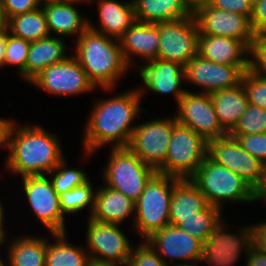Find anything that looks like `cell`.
<instances>
[{"mask_svg": "<svg viewBox=\"0 0 266 266\" xmlns=\"http://www.w3.org/2000/svg\"><path fill=\"white\" fill-rule=\"evenodd\" d=\"M89 266H109V265H100V264L91 263Z\"/></svg>", "mask_w": 266, "mask_h": 266, "instance_id": "obj_57", "label": "cell"}, {"mask_svg": "<svg viewBox=\"0 0 266 266\" xmlns=\"http://www.w3.org/2000/svg\"><path fill=\"white\" fill-rule=\"evenodd\" d=\"M172 130V116L152 118L137 124L127 147L144 163L158 171L165 163Z\"/></svg>", "mask_w": 266, "mask_h": 266, "instance_id": "obj_13", "label": "cell"}, {"mask_svg": "<svg viewBox=\"0 0 266 266\" xmlns=\"http://www.w3.org/2000/svg\"><path fill=\"white\" fill-rule=\"evenodd\" d=\"M141 241L133 246L127 266H169L147 240Z\"/></svg>", "mask_w": 266, "mask_h": 266, "instance_id": "obj_38", "label": "cell"}, {"mask_svg": "<svg viewBox=\"0 0 266 266\" xmlns=\"http://www.w3.org/2000/svg\"><path fill=\"white\" fill-rule=\"evenodd\" d=\"M179 178L156 173L135 202L131 227L142 240L170 224L169 213L174 184Z\"/></svg>", "mask_w": 266, "mask_h": 266, "instance_id": "obj_5", "label": "cell"}, {"mask_svg": "<svg viewBox=\"0 0 266 266\" xmlns=\"http://www.w3.org/2000/svg\"><path fill=\"white\" fill-rule=\"evenodd\" d=\"M30 43L27 40L16 37L6 30V52L4 66H15L17 73L25 82V67L28 59Z\"/></svg>", "mask_w": 266, "mask_h": 266, "instance_id": "obj_36", "label": "cell"}, {"mask_svg": "<svg viewBox=\"0 0 266 266\" xmlns=\"http://www.w3.org/2000/svg\"><path fill=\"white\" fill-rule=\"evenodd\" d=\"M246 266H266V253L255 249L253 246L245 255Z\"/></svg>", "mask_w": 266, "mask_h": 266, "instance_id": "obj_45", "label": "cell"}, {"mask_svg": "<svg viewBox=\"0 0 266 266\" xmlns=\"http://www.w3.org/2000/svg\"><path fill=\"white\" fill-rule=\"evenodd\" d=\"M141 101L136 88L94 100L82 132L84 157L89 159L95 151L110 144L112 148L127 147L137 126L133 120L143 109Z\"/></svg>", "mask_w": 266, "mask_h": 266, "instance_id": "obj_1", "label": "cell"}, {"mask_svg": "<svg viewBox=\"0 0 266 266\" xmlns=\"http://www.w3.org/2000/svg\"><path fill=\"white\" fill-rule=\"evenodd\" d=\"M249 70L266 78V42L255 36L249 54Z\"/></svg>", "mask_w": 266, "mask_h": 266, "instance_id": "obj_40", "label": "cell"}, {"mask_svg": "<svg viewBox=\"0 0 266 266\" xmlns=\"http://www.w3.org/2000/svg\"><path fill=\"white\" fill-rule=\"evenodd\" d=\"M224 221L226 219H222L202 243L200 263L208 266H233L243 252L244 255L249 253L253 246L251 226H239L237 233H230V226Z\"/></svg>", "mask_w": 266, "mask_h": 266, "instance_id": "obj_10", "label": "cell"}, {"mask_svg": "<svg viewBox=\"0 0 266 266\" xmlns=\"http://www.w3.org/2000/svg\"><path fill=\"white\" fill-rule=\"evenodd\" d=\"M14 119L8 130L7 149L3 165L17 176H43L52 172L65 158L58 135L41 125L18 124ZM19 126H18V125Z\"/></svg>", "mask_w": 266, "mask_h": 266, "instance_id": "obj_2", "label": "cell"}, {"mask_svg": "<svg viewBox=\"0 0 266 266\" xmlns=\"http://www.w3.org/2000/svg\"><path fill=\"white\" fill-rule=\"evenodd\" d=\"M86 251L91 263L127 266L133 248L119 224L99 222L87 217Z\"/></svg>", "mask_w": 266, "mask_h": 266, "instance_id": "obj_8", "label": "cell"}, {"mask_svg": "<svg viewBox=\"0 0 266 266\" xmlns=\"http://www.w3.org/2000/svg\"><path fill=\"white\" fill-rule=\"evenodd\" d=\"M136 21L146 23L168 22L193 14L186 0H132Z\"/></svg>", "mask_w": 266, "mask_h": 266, "instance_id": "obj_28", "label": "cell"}, {"mask_svg": "<svg viewBox=\"0 0 266 266\" xmlns=\"http://www.w3.org/2000/svg\"><path fill=\"white\" fill-rule=\"evenodd\" d=\"M21 194L29 204L37 220L49 233H65V216L61 212L59 195L47 175L22 178Z\"/></svg>", "mask_w": 266, "mask_h": 266, "instance_id": "obj_14", "label": "cell"}, {"mask_svg": "<svg viewBox=\"0 0 266 266\" xmlns=\"http://www.w3.org/2000/svg\"><path fill=\"white\" fill-rule=\"evenodd\" d=\"M250 22L256 36L266 28V0H254Z\"/></svg>", "mask_w": 266, "mask_h": 266, "instance_id": "obj_43", "label": "cell"}, {"mask_svg": "<svg viewBox=\"0 0 266 266\" xmlns=\"http://www.w3.org/2000/svg\"><path fill=\"white\" fill-rule=\"evenodd\" d=\"M174 116L177 122L191 128L207 142L228 135L218 121L208 93L186 91L177 103Z\"/></svg>", "mask_w": 266, "mask_h": 266, "instance_id": "obj_15", "label": "cell"}, {"mask_svg": "<svg viewBox=\"0 0 266 266\" xmlns=\"http://www.w3.org/2000/svg\"><path fill=\"white\" fill-rule=\"evenodd\" d=\"M7 30L12 35L29 42L51 36L42 7L11 17L7 21Z\"/></svg>", "mask_w": 266, "mask_h": 266, "instance_id": "obj_31", "label": "cell"}, {"mask_svg": "<svg viewBox=\"0 0 266 266\" xmlns=\"http://www.w3.org/2000/svg\"><path fill=\"white\" fill-rule=\"evenodd\" d=\"M266 133V109L248 104L238 124L229 133L231 137Z\"/></svg>", "mask_w": 266, "mask_h": 266, "instance_id": "obj_35", "label": "cell"}, {"mask_svg": "<svg viewBox=\"0 0 266 266\" xmlns=\"http://www.w3.org/2000/svg\"><path fill=\"white\" fill-rule=\"evenodd\" d=\"M190 179L204 194L208 204L221 210L225 202H258V193L241 176L208 156Z\"/></svg>", "mask_w": 266, "mask_h": 266, "instance_id": "obj_4", "label": "cell"}, {"mask_svg": "<svg viewBox=\"0 0 266 266\" xmlns=\"http://www.w3.org/2000/svg\"><path fill=\"white\" fill-rule=\"evenodd\" d=\"M62 1H65V0H39L41 5L47 4V3L62 2Z\"/></svg>", "mask_w": 266, "mask_h": 266, "instance_id": "obj_53", "label": "cell"}, {"mask_svg": "<svg viewBox=\"0 0 266 266\" xmlns=\"http://www.w3.org/2000/svg\"><path fill=\"white\" fill-rule=\"evenodd\" d=\"M103 169V184L136 202L157 173L128 147L112 148Z\"/></svg>", "mask_w": 266, "mask_h": 266, "instance_id": "obj_6", "label": "cell"}, {"mask_svg": "<svg viewBox=\"0 0 266 266\" xmlns=\"http://www.w3.org/2000/svg\"><path fill=\"white\" fill-rule=\"evenodd\" d=\"M178 266H198V264H186V265H178Z\"/></svg>", "mask_w": 266, "mask_h": 266, "instance_id": "obj_58", "label": "cell"}, {"mask_svg": "<svg viewBox=\"0 0 266 266\" xmlns=\"http://www.w3.org/2000/svg\"><path fill=\"white\" fill-rule=\"evenodd\" d=\"M258 36L266 42V28H264L259 34Z\"/></svg>", "mask_w": 266, "mask_h": 266, "instance_id": "obj_54", "label": "cell"}, {"mask_svg": "<svg viewBox=\"0 0 266 266\" xmlns=\"http://www.w3.org/2000/svg\"><path fill=\"white\" fill-rule=\"evenodd\" d=\"M67 164V160L64 158L52 172L46 174L58 195L90 180L84 170L74 167L68 168Z\"/></svg>", "mask_w": 266, "mask_h": 266, "instance_id": "obj_34", "label": "cell"}, {"mask_svg": "<svg viewBox=\"0 0 266 266\" xmlns=\"http://www.w3.org/2000/svg\"><path fill=\"white\" fill-rule=\"evenodd\" d=\"M119 41L125 61L131 70L138 64L158 58L160 34L157 23L135 21ZM135 56L141 59V63L135 62L136 59H133Z\"/></svg>", "mask_w": 266, "mask_h": 266, "instance_id": "obj_20", "label": "cell"}, {"mask_svg": "<svg viewBox=\"0 0 266 266\" xmlns=\"http://www.w3.org/2000/svg\"><path fill=\"white\" fill-rule=\"evenodd\" d=\"M52 243L47 239L45 266H89L91 259L85 247L72 244L68 233H50Z\"/></svg>", "mask_w": 266, "mask_h": 266, "instance_id": "obj_30", "label": "cell"}, {"mask_svg": "<svg viewBox=\"0 0 266 266\" xmlns=\"http://www.w3.org/2000/svg\"><path fill=\"white\" fill-rule=\"evenodd\" d=\"M241 82L246 91L248 103L266 109V78L248 69L242 74Z\"/></svg>", "mask_w": 266, "mask_h": 266, "instance_id": "obj_37", "label": "cell"}, {"mask_svg": "<svg viewBox=\"0 0 266 266\" xmlns=\"http://www.w3.org/2000/svg\"><path fill=\"white\" fill-rule=\"evenodd\" d=\"M199 34L225 36L243 41L249 48L255 38L250 18L212 7L208 2L193 8Z\"/></svg>", "mask_w": 266, "mask_h": 266, "instance_id": "obj_16", "label": "cell"}, {"mask_svg": "<svg viewBox=\"0 0 266 266\" xmlns=\"http://www.w3.org/2000/svg\"><path fill=\"white\" fill-rule=\"evenodd\" d=\"M158 58L185 66L198 54L199 28L195 16L157 23Z\"/></svg>", "mask_w": 266, "mask_h": 266, "instance_id": "obj_12", "label": "cell"}, {"mask_svg": "<svg viewBox=\"0 0 266 266\" xmlns=\"http://www.w3.org/2000/svg\"><path fill=\"white\" fill-rule=\"evenodd\" d=\"M248 69L249 66H228L211 62L197 54L184 66V77L186 83L200 87L199 92L210 94L235 87Z\"/></svg>", "mask_w": 266, "mask_h": 266, "instance_id": "obj_18", "label": "cell"}, {"mask_svg": "<svg viewBox=\"0 0 266 266\" xmlns=\"http://www.w3.org/2000/svg\"><path fill=\"white\" fill-rule=\"evenodd\" d=\"M4 260V258H1V256H0V266H9V264H8V261H3Z\"/></svg>", "mask_w": 266, "mask_h": 266, "instance_id": "obj_56", "label": "cell"}, {"mask_svg": "<svg viewBox=\"0 0 266 266\" xmlns=\"http://www.w3.org/2000/svg\"><path fill=\"white\" fill-rule=\"evenodd\" d=\"M191 6L192 8H194L195 6L201 4V3H206L209 0H186Z\"/></svg>", "mask_w": 266, "mask_h": 266, "instance_id": "obj_52", "label": "cell"}, {"mask_svg": "<svg viewBox=\"0 0 266 266\" xmlns=\"http://www.w3.org/2000/svg\"><path fill=\"white\" fill-rule=\"evenodd\" d=\"M252 157L266 166V133L233 137Z\"/></svg>", "mask_w": 266, "mask_h": 266, "instance_id": "obj_39", "label": "cell"}, {"mask_svg": "<svg viewBox=\"0 0 266 266\" xmlns=\"http://www.w3.org/2000/svg\"><path fill=\"white\" fill-rule=\"evenodd\" d=\"M12 119H6L0 117V149H7V135L11 125Z\"/></svg>", "mask_w": 266, "mask_h": 266, "instance_id": "obj_46", "label": "cell"}, {"mask_svg": "<svg viewBox=\"0 0 266 266\" xmlns=\"http://www.w3.org/2000/svg\"><path fill=\"white\" fill-rule=\"evenodd\" d=\"M79 3L84 4L66 0L41 5L51 36L69 38L75 35L76 40L89 27V19L84 18L76 8Z\"/></svg>", "mask_w": 266, "mask_h": 266, "instance_id": "obj_22", "label": "cell"}, {"mask_svg": "<svg viewBox=\"0 0 266 266\" xmlns=\"http://www.w3.org/2000/svg\"><path fill=\"white\" fill-rule=\"evenodd\" d=\"M250 48L241 40L199 34L198 55L211 62L228 66H249Z\"/></svg>", "mask_w": 266, "mask_h": 266, "instance_id": "obj_21", "label": "cell"}, {"mask_svg": "<svg viewBox=\"0 0 266 266\" xmlns=\"http://www.w3.org/2000/svg\"><path fill=\"white\" fill-rule=\"evenodd\" d=\"M208 3L216 9L239 13L251 18L254 0H209Z\"/></svg>", "mask_w": 266, "mask_h": 266, "instance_id": "obj_42", "label": "cell"}, {"mask_svg": "<svg viewBox=\"0 0 266 266\" xmlns=\"http://www.w3.org/2000/svg\"><path fill=\"white\" fill-rule=\"evenodd\" d=\"M252 229L253 247L266 253V220L264 222L250 224Z\"/></svg>", "mask_w": 266, "mask_h": 266, "instance_id": "obj_44", "label": "cell"}, {"mask_svg": "<svg viewBox=\"0 0 266 266\" xmlns=\"http://www.w3.org/2000/svg\"><path fill=\"white\" fill-rule=\"evenodd\" d=\"M102 186L97 187L94 208L89 218L99 222L120 225L131 215L133 226L135 202L121 192L105 185Z\"/></svg>", "mask_w": 266, "mask_h": 266, "instance_id": "obj_24", "label": "cell"}, {"mask_svg": "<svg viewBox=\"0 0 266 266\" xmlns=\"http://www.w3.org/2000/svg\"><path fill=\"white\" fill-rule=\"evenodd\" d=\"M39 0H1L0 12L8 21L11 17L39 9Z\"/></svg>", "mask_w": 266, "mask_h": 266, "instance_id": "obj_41", "label": "cell"}, {"mask_svg": "<svg viewBox=\"0 0 266 266\" xmlns=\"http://www.w3.org/2000/svg\"><path fill=\"white\" fill-rule=\"evenodd\" d=\"M97 26L89 21V28L108 37L120 39L136 21L133 1L97 0Z\"/></svg>", "mask_w": 266, "mask_h": 266, "instance_id": "obj_23", "label": "cell"}, {"mask_svg": "<svg viewBox=\"0 0 266 266\" xmlns=\"http://www.w3.org/2000/svg\"><path fill=\"white\" fill-rule=\"evenodd\" d=\"M6 52V31L0 35V69L4 67V59Z\"/></svg>", "mask_w": 266, "mask_h": 266, "instance_id": "obj_47", "label": "cell"}, {"mask_svg": "<svg viewBox=\"0 0 266 266\" xmlns=\"http://www.w3.org/2000/svg\"><path fill=\"white\" fill-rule=\"evenodd\" d=\"M138 65L137 70L144 86H137L136 90L142 99L146 90H150L160 95L171 94L177 104L187 91L182 88V83H185L184 66L159 58Z\"/></svg>", "mask_w": 266, "mask_h": 266, "instance_id": "obj_19", "label": "cell"}, {"mask_svg": "<svg viewBox=\"0 0 266 266\" xmlns=\"http://www.w3.org/2000/svg\"><path fill=\"white\" fill-rule=\"evenodd\" d=\"M69 1H78V2H81V3L83 2L85 4H89V3H93V1H95V0H69Z\"/></svg>", "mask_w": 266, "mask_h": 266, "instance_id": "obj_55", "label": "cell"}, {"mask_svg": "<svg viewBox=\"0 0 266 266\" xmlns=\"http://www.w3.org/2000/svg\"><path fill=\"white\" fill-rule=\"evenodd\" d=\"M35 236H14L6 244L9 266H45L47 238Z\"/></svg>", "mask_w": 266, "mask_h": 266, "instance_id": "obj_29", "label": "cell"}, {"mask_svg": "<svg viewBox=\"0 0 266 266\" xmlns=\"http://www.w3.org/2000/svg\"><path fill=\"white\" fill-rule=\"evenodd\" d=\"M208 153V142L173 115V130L167 156L157 173L179 179L191 178Z\"/></svg>", "mask_w": 266, "mask_h": 266, "instance_id": "obj_7", "label": "cell"}, {"mask_svg": "<svg viewBox=\"0 0 266 266\" xmlns=\"http://www.w3.org/2000/svg\"><path fill=\"white\" fill-rule=\"evenodd\" d=\"M221 127L229 134L246 111L248 98L242 82L232 88L210 93Z\"/></svg>", "mask_w": 266, "mask_h": 266, "instance_id": "obj_26", "label": "cell"}, {"mask_svg": "<svg viewBox=\"0 0 266 266\" xmlns=\"http://www.w3.org/2000/svg\"><path fill=\"white\" fill-rule=\"evenodd\" d=\"M7 30V20L4 15L0 12V35Z\"/></svg>", "mask_w": 266, "mask_h": 266, "instance_id": "obj_49", "label": "cell"}, {"mask_svg": "<svg viewBox=\"0 0 266 266\" xmlns=\"http://www.w3.org/2000/svg\"><path fill=\"white\" fill-rule=\"evenodd\" d=\"M74 41L72 55L97 89L101 87L100 89L110 93L131 69L125 61L118 39L88 27Z\"/></svg>", "mask_w": 266, "mask_h": 266, "instance_id": "obj_3", "label": "cell"}, {"mask_svg": "<svg viewBox=\"0 0 266 266\" xmlns=\"http://www.w3.org/2000/svg\"><path fill=\"white\" fill-rule=\"evenodd\" d=\"M262 200L263 202L266 201V180L262 190L258 193V202H262Z\"/></svg>", "mask_w": 266, "mask_h": 266, "instance_id": "obj_50", "label": "cell"}, {"mask_svg": "<svg viewBox=\"0 0 266 266\" xmlns=\"http://www.w3.org/2000/svg\"><path fill=\"white\" fill-rule=\"evenodd\" d=\"M3 204V202H1V200H0V228L6 233V234H9V233H7V231L5 230L6 228H4V227H6V226H4V223H5V214H4V212H5V208H4V205H2Z\"/></svg>", "mask_w": 266, "mask_h": 266, "instance_id": "obj_48", "label": "cell"}, {"mask_svg": "<svg viewBox=\"0 0 266 266\" xmlns=\"http://www.w3.org/2000/svg\"><path fill=\"white\" fill-rule=\"evenodd\" d=\"M208 205L204 194L190 179H178L174 184L169 221L178 226L180 219L190 218Z\"/></svg>", "mask_w": 266, "mask_h": 266, "instance_id": "obj_27", "label": "cell"}, {"mask_svg": "<svg viewBox=\"0 0 266 266\" xmlns=\"http://www.w3.org/2000/svg\"><path fill=\"white\" fill-rule=\"evenodd\" d=\"M64 38L49 36L30 43L25 67V84H29L47 66L64 61L69 55Z\"/></svg>", "mask_w": 266, "mask_h": 266, "instance_id": "obj_25", "label": "cell"}, {"mask_svg": "<svg viewBox=\"0 0 266 266\" xmlns=\"http://www.w3.org/2000/svg\"><path fill=\"white\" fill-rule=\"evenodd\" d=\"M95 187L91 180L83 185L77 186L71 190L65 191L59 195L61 212L64 216L78 214V212L88 207L90 217L95 201Z\"/></svg>", "mask_w": 266, "mask_h": 266, "instance_id": "obj_33", "label": "cell"}, {"mask_svg": "<svg viewBox=\"0 0 266 266\" xmlns=\"http://www.w3.org/2000/svg\"><path fill=\"white\" fill-rule=\"evenodd\" d=\"M28 85L51 95L68 97L97 89L72 54L62 62L47 66Z\"/></svg>", "mask_w": 266, "mask_h": 266, "instance_id": "obj_11", "label": "cell"}, {"mask_svg": "<svg viewBox=\"0 0 266 266\" xmlns=\"http://www.w3.org/2000/svg\"><path fill=\"white\" fill-rule=\"evenodd\" d=\"M207 156L239 176H241L257 193L266 180V166L245 151L237 139L229 134L208 142Z\"/></svg>", "mask_w": 266, "mask_h": 266, "instance_id": "obj_9", "label": "cell"}, {"mask_svg": "<svg viewBox=\"0 0 266 266\" xmlns=\"http://www.w3.org/2000/svg\"><path fill=\"white\" fill-rule=\"evenodd\" d=\"M146 240L169 266L200 263L202 243L175 225L165 226Z\"/></svg>", "mask_w": 266, "mask_h": 266, "instance_id": "obj_17", "label": "cell"}, {"mask_svg": "<svg viewBox=\"0 0 266 266\" xmlns=\"http://www.w3.org/2000/svg\"><path fill=\"white\" fill-rule=\"evenodd\" d=\"M7 234L0 228V247H3L5 243H7L8 238L6 237Z\"/></svg>", "mask_w": 266, "mask_h": 266, "instance_id": "obj_51", "label": "cell"}, {"mask_svg": "<svg viewBox=\"0 0 266 266\" xmlns=\"http://www.w3.org/2000/svg\"><path fill=\"white\" fill-rule=\"evenodd\" d=\"M222 212L218 207L208 204L195 216L180 219V224L177 227L203 243L223 219Z\"/></svg>", "mask_w": 266, "mask_h": 266, "instance_id": "obj_32", "label": "cell"}]
</instances>
